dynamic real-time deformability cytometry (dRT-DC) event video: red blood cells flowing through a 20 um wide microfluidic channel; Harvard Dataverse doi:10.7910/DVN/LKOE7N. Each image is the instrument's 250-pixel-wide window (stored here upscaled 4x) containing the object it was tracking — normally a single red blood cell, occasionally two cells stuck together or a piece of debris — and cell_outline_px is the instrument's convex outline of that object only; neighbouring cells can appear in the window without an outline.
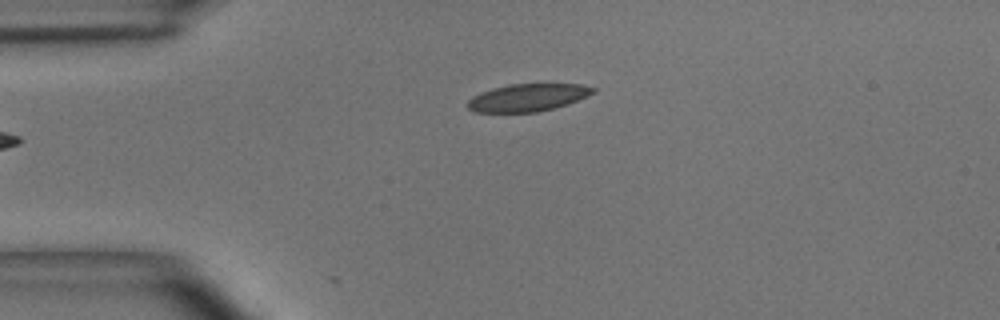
{"species": "common noctule bat (a hibernating species)", "species_latin": "Nyctalus noctula", "temperature_condition": "room temperature", "stored_images_in_passage": 4, "camera_frame_rate_fps": 3000, "um_per_image_px": 0.085, "animal": {"sex": "male", "body_mass_g": 15.6}, "frame": {"image": 1, "passage_image": 4, "time_ms": 1.0, "image_size_px": [1000, 320], "cell_outline_px": [[596, 92], [568, 104], [536, 112], [476, 112], [468, 108], [468, 100], [472, 96], [492, 88], [508, 84], [580, 84], [596, 88]], "centroid_in_image_um": [44.86, 8.28], "position_along_channel_um": 40.1, "area_um2": 20.0}}